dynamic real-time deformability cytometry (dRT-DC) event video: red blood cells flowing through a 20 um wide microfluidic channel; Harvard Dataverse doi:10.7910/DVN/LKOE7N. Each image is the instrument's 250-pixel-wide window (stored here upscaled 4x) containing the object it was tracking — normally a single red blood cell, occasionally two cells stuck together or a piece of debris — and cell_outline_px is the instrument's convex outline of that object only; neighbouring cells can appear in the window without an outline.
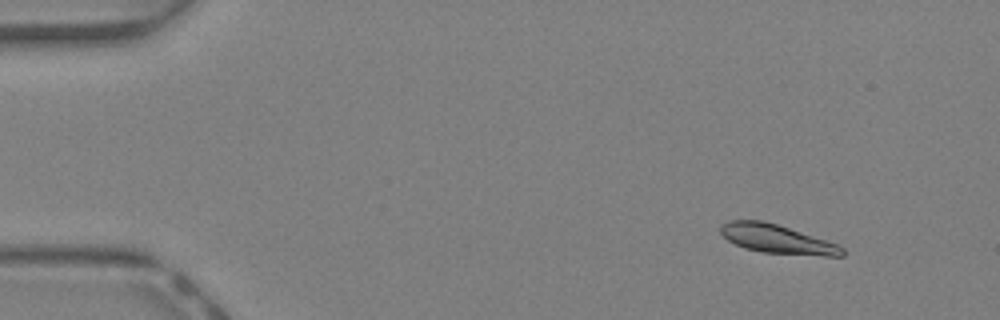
{"species": "Egyptian fruit bat (a non-hibernating species)", "species_latin": "Rousettus aegyptiacus", "temperature_condition": "warm", "stored_images_in_passage": 44, "camera_frame_rate_fps": 3000, "um_per_image_px": 0.085, "animal": {"sex": "female"}, "frame": {"image": 1, "passage_image": 4, "time_ms": 1.0, "image_size_px": [1000, 320], "cell_outline_px": [[844, 256], [824, 256], [764, 252], [744, 248], [728, 240], [720, 232], [720, 228], [724, 224], [732, 220], [764, 220], [836, 244], [844, 248]], "centroid_in_image_um": [66.04, 20.32], "position_along_channel_um": 19.0, "area_um2": 19.94}}
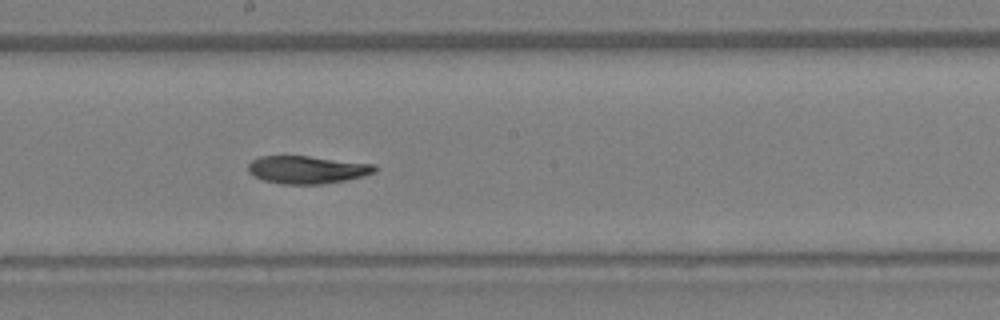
{"frame": {"image": 2, "passage_image": 24, "time_ms": 7.667, "image_size_px": [1000, 320], "cell_outline_px": [[376, 172], [364, 176], [344, 180], [320, 184], [284, 184], [264, 180], [248, 172], [248, 164], [252, 160], [260, 156], [308, 156], [376, 164]], "centroid_in_image_um": [26.12, 14.41], "position_along_channel_um": 222.1, "area_um2": 20.35}}
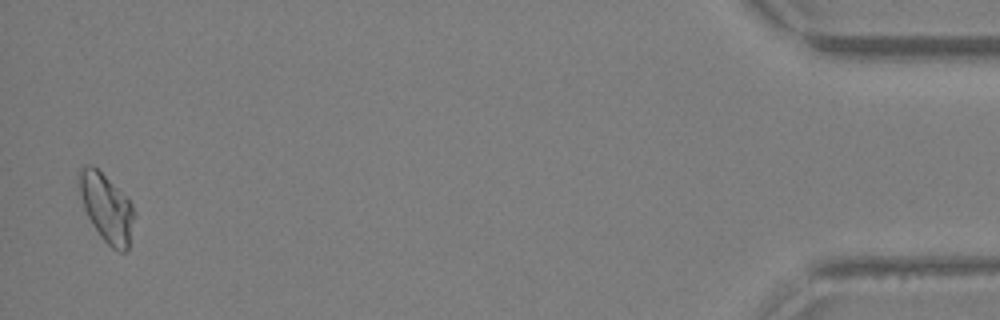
{"frame": {"image": 3, "passage_image": 43, "time_ms": 14.0, "image_size_px": [1000, 320], "cell_outline_px": [[136, 212], [128, 248], [124, 252], [120, 252], [112, 248], [100, 236], [92, 224], [84, 208], [80, 192], [80, 168], [84, 164], [92, 164], [132, 204]], "centroid_in_image_um": [9.07, 17.7], "position_along_channel_um": 426.1, "area_um2": 21.33}, "authors_computed_cell_mechanics": {"area_um2": 20.8369, "velocity_mm_per_s": 4.6249, "shape_relaxation_time_tau1_ms": 4.546, "shape_relaxation_time_tau2_ms": null, "deformation_change_tau1": 0.1705, "deformation_change_tau2": null}}